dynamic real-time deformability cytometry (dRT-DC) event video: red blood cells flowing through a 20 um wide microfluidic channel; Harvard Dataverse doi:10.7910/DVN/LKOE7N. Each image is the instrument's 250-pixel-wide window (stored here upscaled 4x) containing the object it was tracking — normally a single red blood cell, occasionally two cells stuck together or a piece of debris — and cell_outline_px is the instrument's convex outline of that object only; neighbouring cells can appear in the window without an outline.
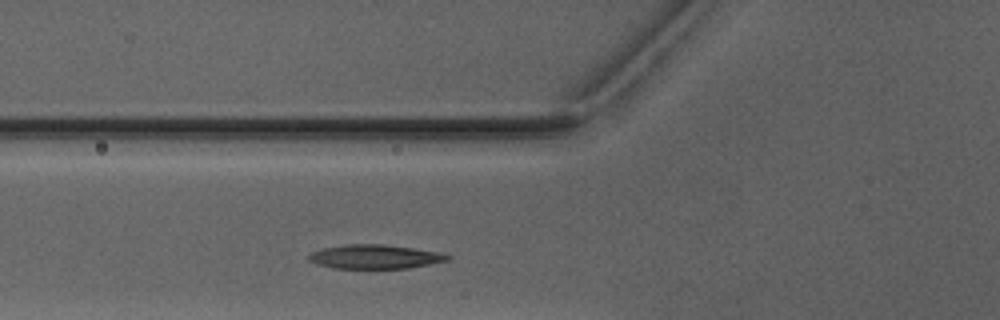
{"species": "Egyptian fruit bat (a non-hibernating species)", "species_latin": "Rousettus aegyptiacus", "temperature_condition": "warm", "stored_images_in_passage": 2, "camera_frame_rate_fps": 3000, "um_per_image_px": 0.085, "animal": {"sex": "male"}, "frame": {"image": 1, "passage_image": 2, "time_ms": 1.0, "image_size_px": [1000, 320], "cell_outline_px": [[452, 256], [448, 260], [408, 268], [332, 268], [316, 264], [308, 260], [308, 256], [312, 252], [324, 248], [348, 244], [384, 244], [412, 248], [436, 252]], "centroid_in_image_um": [31.82, 21.82], "position_along_channel_um": 94.0, "area_um2": 19.19}}